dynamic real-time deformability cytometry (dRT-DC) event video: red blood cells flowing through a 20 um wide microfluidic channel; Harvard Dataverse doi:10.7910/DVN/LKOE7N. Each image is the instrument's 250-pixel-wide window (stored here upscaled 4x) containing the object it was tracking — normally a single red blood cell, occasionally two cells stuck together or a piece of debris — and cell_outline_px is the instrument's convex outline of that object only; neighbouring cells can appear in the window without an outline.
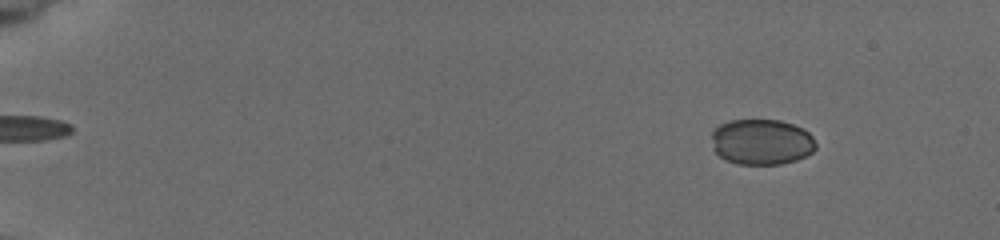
{"species": "common noctule bat (a hibernating species)", "species_latin": "Nyctalus noctula", "temperature_condition": "cold", "stored_images_in_passage": 10, "camera_frame_rate_fps": 3000, "um_per_image_px": 0.085, "animal": {"sex": "female", "body_mass_g": 19.5, "forearm_length_mm": 54.1}, "frame": {"image": 1, "passage_image": 2, "time_ms": 1.0, "image_size_px": [1000, 240], "cell_outline_px": [[816, 148], [812, 152], [796, 160], [780, 164], [736, 164], [724, 160], [712, 148], [712, 132], [720, 124], [728, 120], [780, 120], [804, 128], [812, 136], [816, 144]], "centroid_in_image_um": [64.72, 12.06], "position_along_channel_um": 20.3, "area_um2": 27.92}}
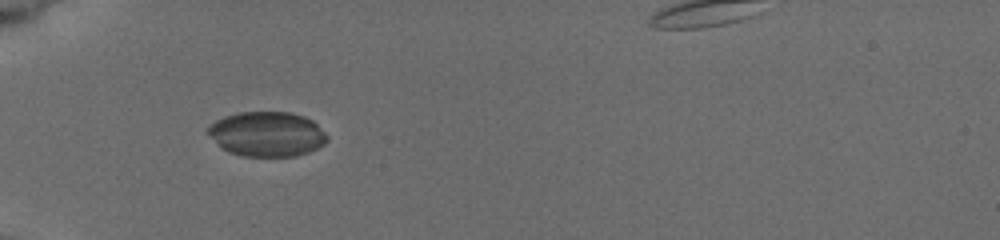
{"frame": {"image": 2, "passage_image": 6, "time_ms": 5.333, "image_size_px": [1000, 240], "cell_outline_px": [[328, 140], [324, 144], [308, 152], [296, 156], [244, 156], [228, 152], [220, 148], [216, 144], [208, 132], [208, 128], [216, 120], [224, 116], [240, 112], [292, 112], [304, 116], [312, 120], [328, 136]], "centroid_in_image_um": [22.69, 11.39], "position_along_channel_um": 62.3, "area_um2": 31.1}}
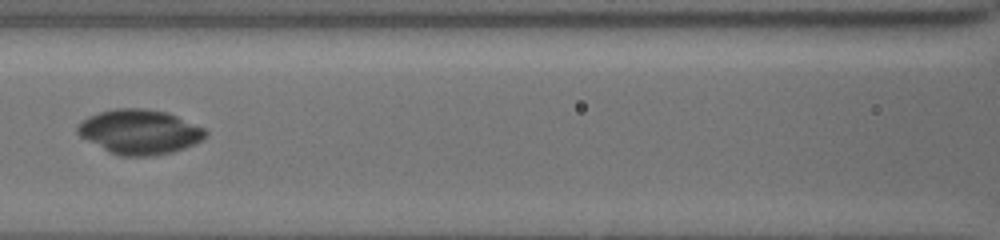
{"frame": {"image": 3, "passage_image": 9, "time_ms": 8.0, "image_size_px": [1000, 240], "cell_outline_px": [[208, 136], [204, 140], [196, 144], [172, 152], [156, 156], [120, 156], [108, 152], [80, 136], [76, 132], [76, 128], [88, 116], [100, 112], [116, 108], [144, 108], [168, 112], [204, 128], [208, 132]], "centroid_in_image_um": [11.9, 11.21], "position_along_channel_um": 154.7, "area_um2": 33.52}}